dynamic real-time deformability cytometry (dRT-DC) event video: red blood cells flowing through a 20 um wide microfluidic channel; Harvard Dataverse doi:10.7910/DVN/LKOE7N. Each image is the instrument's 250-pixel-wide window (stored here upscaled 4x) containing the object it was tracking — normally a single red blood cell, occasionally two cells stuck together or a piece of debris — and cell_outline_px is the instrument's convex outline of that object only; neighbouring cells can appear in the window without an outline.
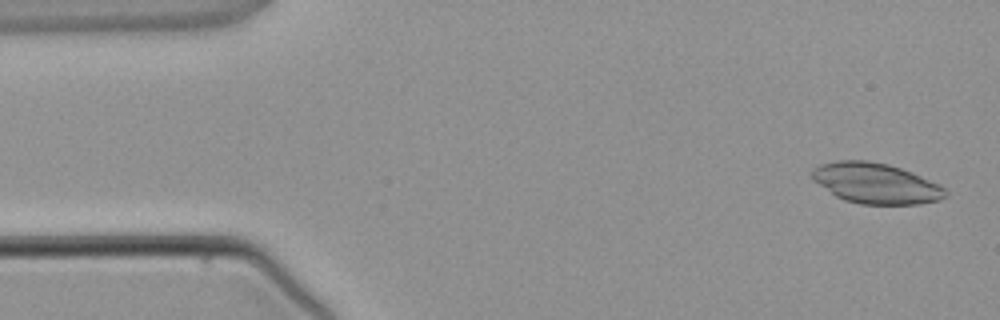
{"species": "common noctule bat (a hibernating species)", "species_latin": "Nyctalus noctula", "temperature_condition": "warm", "stored_images_in_passage": 4, "camera_frame_rate_fps": 3000, "um_per_image_px": 0.085, "animal": {"sex": "male", "body_mass_g": 21.5, "forearm_length_mm": 52.0}, "frame": {"image": 1, "passage_image": 1, "time_ms": 0.0, "image_size_px": [1000, 320], "cell_outline_px": [[948, 196], [940, 200], [920, 204], [860, 204], [844, 200], [836, 196], [812, 180], [812, 168], [820, 164], [836, 160], [868, 160], [888, 164], [912, 172], [940, 184], [948, 192]], "centroid_in_image_um": [74.46, 15.58], "position_along_channel_um": 10.5, "area_um2": 31.73}}